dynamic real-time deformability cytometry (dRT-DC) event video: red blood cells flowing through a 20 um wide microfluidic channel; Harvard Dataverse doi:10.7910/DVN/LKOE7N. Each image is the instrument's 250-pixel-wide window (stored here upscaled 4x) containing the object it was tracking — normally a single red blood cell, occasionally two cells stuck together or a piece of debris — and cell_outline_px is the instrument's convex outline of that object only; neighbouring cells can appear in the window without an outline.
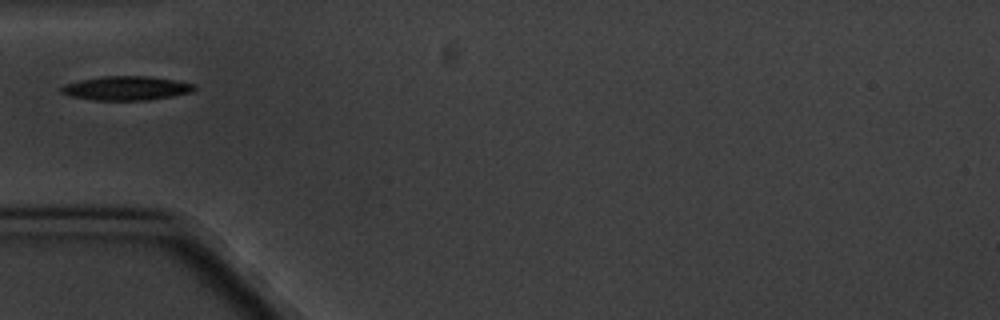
{"species": "common noctule bat (a hibernating species)", "species_latin": "Nyctalus noctula", "temperature_condition": "cold", "stored_images_in_passage": 6, "camera_frame_rate_fps": 3000, "um_per_image_px": 0.085, "animal": {"sex": "male", "body_mass_g": 20.1, "forearm_length_mm": 53.5}, "frame": {"image": 1, "passage_image": 1, "time_ms": 0.0, "image_size_px": [1000, 320], "cell_outline_px": [[196, 88], [192, 92], [172, 96], [148, 100], [96, 100], [72, 96], [60, 92], [60, 88], [64, 84], [80, 80], [100, 76], [152, 76], [176, 80], [196, 84]], "centroid_in_image_um": [10.77, 7.48], "position_along_channel_um": 74.2, "area_um2": 18.73}}
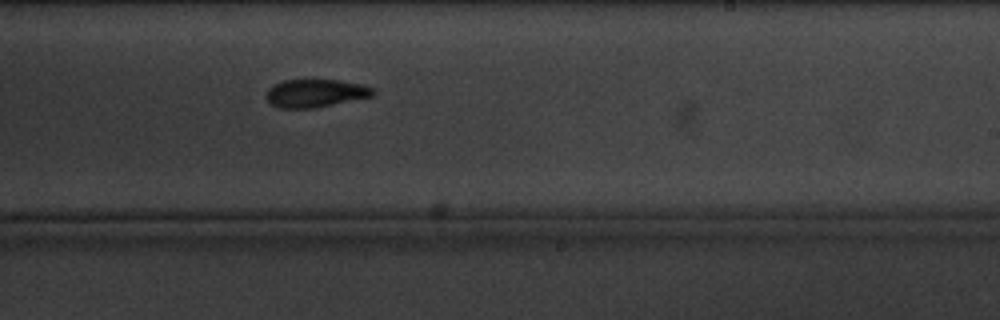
{"frame": {"image": 2, "passage_image": 6, "time_ms": 5.667, "image_size_px": [1000, 320], "cell_outline_px": [[376, 92], [372, 96], [316, 108], [280, 108], [272, 104], [268, 100], [268, 88], [284, 80], [340, 80], [360, 84], [376, 88]], "centroid_in_image_um": [26.87, 7.92], "position_along_channel_um": 262.1, "area_um2": 17.28}}